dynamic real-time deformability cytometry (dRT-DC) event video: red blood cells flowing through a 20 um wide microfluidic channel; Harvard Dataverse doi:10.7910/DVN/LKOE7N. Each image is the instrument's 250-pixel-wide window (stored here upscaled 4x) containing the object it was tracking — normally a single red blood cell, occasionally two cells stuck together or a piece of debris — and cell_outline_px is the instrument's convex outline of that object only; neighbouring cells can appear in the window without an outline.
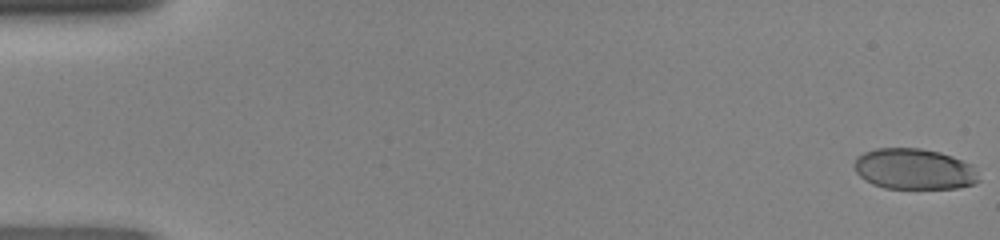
{"species": "human", "species_latin": "Homo sapiens", "temperature_condition": "room temperature", "stored_images_in_passage": 48, "camera_frame_rate_fps": 3000, "um_per_image_px": 0.085, "donor": {"sex": "female"}, "frame": {"image": 1, "passage_image": 1, "time_ms": 0.0, "image_size_px": [1000, 240], "cell_outline_px": [[976, 180], [972, 184], [956, 188], [888, 188], [876, 184], [860, 176], [856, 172], [856, 160], [860, 156], [868, 152], [880, 148], [916, 148], [936, 152], [960, 160], [964, 164]], "centroid_in_image_um": [77.59, 14.38], "position_along_channel_um": 7.4, "area_um2": 27.8}}
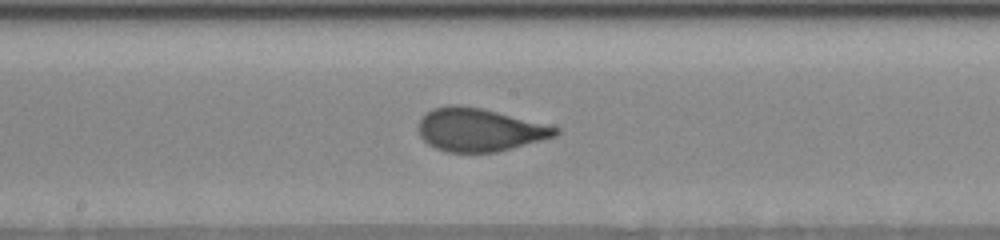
{"frame": {"image": 2, "passage_image": 26, "time_ms": 8.333, "image_size_px": [1000, 240], "cell_outline_px": [[560, 132], [552, 136], [508, 148], [492, 152], [452, 152], [436, 148], [428, 144], [420, 136], [420, 120], [428, 112], [436, 108], [480, 108], [496, 112], [556, 128]], "centroid_in_image_um": [40.69, 11.07], "position_along_channel_um": 207.5, "area_um2": 32.14}}
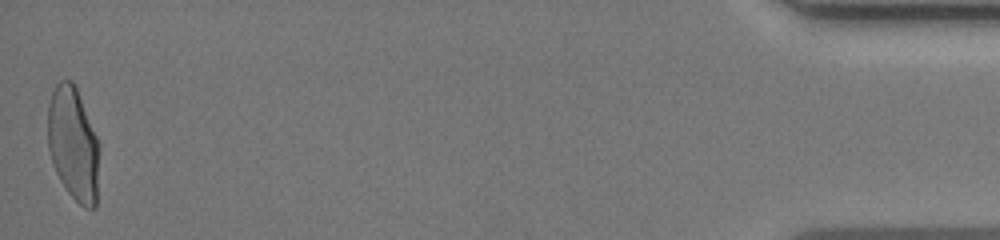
{"frame": {"image": 3, "passage_image": 48, "time_ms": 15.667, "image_size_px": [1000, 240], "cell_outline_px": [[96, 208], [84, 208], [68, 192], [56, 172], [48, 148], [48, 108], [52, 92], [56, 84], [60, 80], [72, 80], [76, 88], [96, 136]], "centroid_in_image_um": [6.17, 12.2], "position_along_channel_um": 429.0, "area_um2": 32.83}}